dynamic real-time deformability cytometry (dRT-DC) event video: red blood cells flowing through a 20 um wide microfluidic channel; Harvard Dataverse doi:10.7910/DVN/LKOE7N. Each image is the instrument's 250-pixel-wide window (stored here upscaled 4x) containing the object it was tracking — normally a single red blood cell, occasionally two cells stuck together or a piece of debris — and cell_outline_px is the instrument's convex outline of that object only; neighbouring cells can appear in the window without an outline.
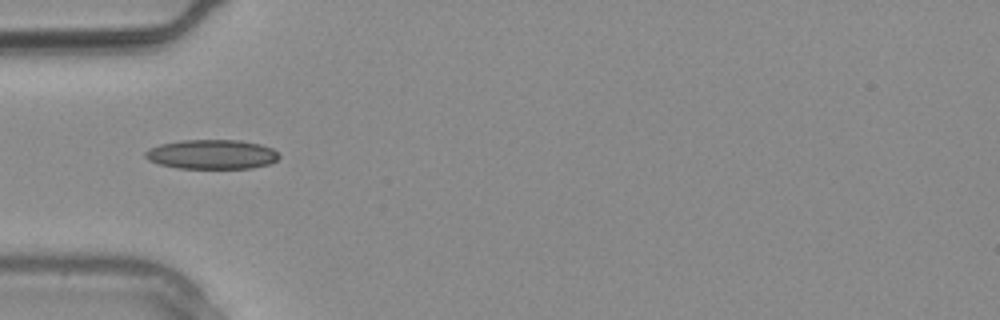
{"species": "common noctule bat (a hibernating species)", "species_latin": "Nyctalus noctula", "temperature_condition": "warm", "stored_images_in_passage": 1, "camera_frame_rate_fps": 3000, "um_per_image_px": 0.085, "animal": {"sex": "male", "body_mass_g": 20.4}, "frame": {"image": 1, "passage_image": 1, "time_ms": 0.0, "image_size_px": [1000, 320], "cell_outline_px": [[280, 156], [276, 160], [268, 164], [252, 168], [176, 168], [160, 164], [148, 160], [144, 156], [144, 152], [148, 148], [160, 144], [184, 140], [240, 140], [260, 144], [272, 148]], "centroid_in_image_um": [17.98, 13.12], "position_along_channel_um": 67.0, "area_um2": 22.95}}